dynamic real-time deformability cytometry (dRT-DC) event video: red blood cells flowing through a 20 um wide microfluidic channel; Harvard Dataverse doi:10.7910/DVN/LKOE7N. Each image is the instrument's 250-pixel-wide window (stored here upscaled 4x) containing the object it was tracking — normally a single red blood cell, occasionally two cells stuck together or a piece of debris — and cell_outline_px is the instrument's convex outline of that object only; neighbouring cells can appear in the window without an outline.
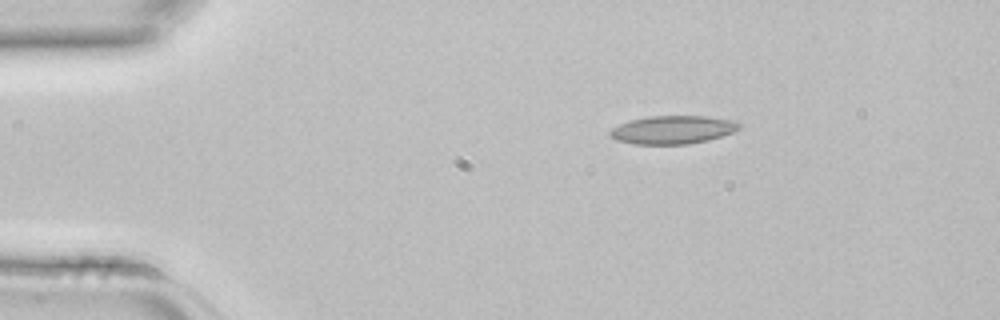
{"species": "common noctule bat (a hibernating species)", "species_latin": "Nyctalus noctula", "temperature_condition": "room temperature", "stored_images_in_passage": 2, "camera_frame_rate_fps": 3000, "um_per_image_px": 0.085, "animal": {"sex": "female", "body_mass_g": 22.7, "forearm_length_mm": 54.2}, "frame": {"image": 1, "passage_image": 1, "time_ms": 0.0, "image_size_px": [1000, 320], "cell_outline_px": [[740, 128], [732, 132], [708, 140], [688, 144], [632, 144], [616, 140], [608, 136], [608, 132], [612, 128], [628, 120], [648, 116], [708, 116], [736, 120], [740, 124]], "centroid_in_image_um": [57.15, 11.02], "position_along_channel_um": 27.8, "area_um2": 21.44}}